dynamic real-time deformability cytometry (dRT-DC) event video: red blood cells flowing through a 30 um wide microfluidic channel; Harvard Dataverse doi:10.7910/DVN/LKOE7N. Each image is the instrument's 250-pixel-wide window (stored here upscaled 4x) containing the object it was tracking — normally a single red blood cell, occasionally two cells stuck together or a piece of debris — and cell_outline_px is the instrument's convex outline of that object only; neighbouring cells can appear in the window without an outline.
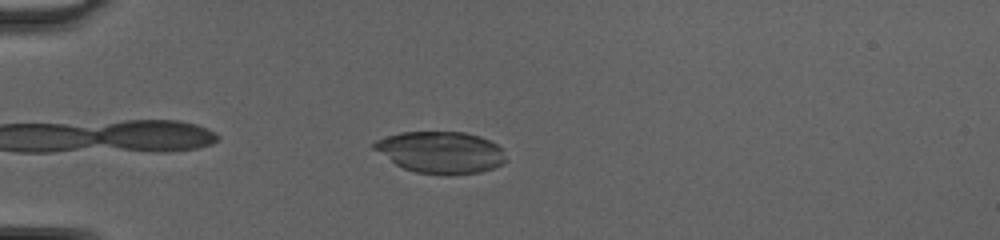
{"species": "common noctule bat (a hibernating species)", "species_latin": "Nyctalus noctula", "temperature_condition": "cold", "stored_images_in_passage": 29, "camera_frame_rate_fps": 3000, "um_per_image_px": 0.085, "animal": {"sex": "female", "body_mass_g": 20.0, "forearm_length_mm": 54.0}, "frame": {"image": 1, "passage_image": 5, "time_ms": 1.333, "image_size_px": [1000, 240], "cell_outline_px": [[508, 160], [504, 164], [480, 172], [448, 176], [444, 176], [416, 172], [404, 168], [396, 164], [372, 148], [372, 144], [376, 140], [400, 132], [464, 132], [480, 136], [496, 144], [500, 148]], "centroid_in_image_um": [37.48, 12.96], "position_along_channel_um": 47.5, "area_um2": 32.19}}
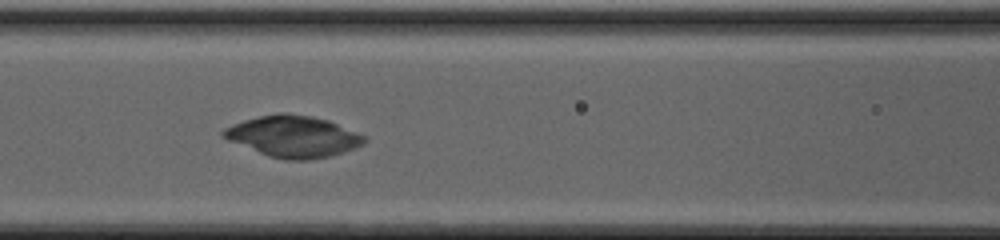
{"frame": {"image": 2, "passage_image": 14, "time_ms": 4.333, "image_size_px": [1000, 240], "cell_outline_px": [[368, 140], [364, 144], [344, 152], [328, 156], [308, 160], [284, 160], [268, 156], [228, 140], [220, 136], [220, 132], [224, 128], [232, 124], [244, 120], [260, 116], [280, 112], [288, 112], [312, 116], [328, 120], [356, 132], [364, 136]], "centroid_in_image_um": [24.9, 11.59], "position_along_channel_um": 141.7, "area_um2": 34.04}}
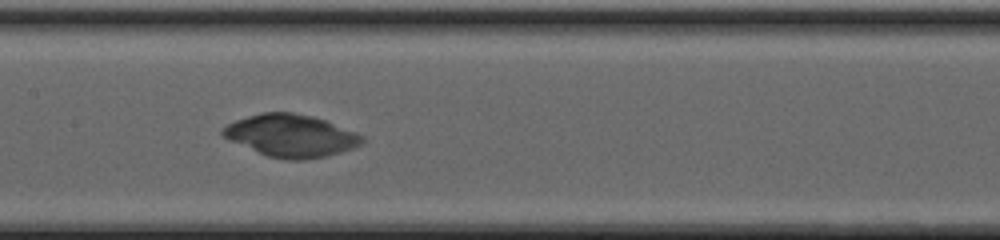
{"frame": {"image": 3, "passage_image": 17, "time_ms": 5.333, "image_size_px": [1000, 240], "cell_outline_px": [[364, 140], [360, 144], [352, 148], [328, 156], [304, 160], [284, 160], [268, 156], [228, 140], [220, 132], [228, 124], [236, 120], [248, 116], [264, 112], [292, 112], [312, 116], [324, 120], [356, 132], [364, 136]], "centroid_in_image_um": [24.73, 11.54], "position_along_channel_um": 182.7, "area_um2": 34.22}}